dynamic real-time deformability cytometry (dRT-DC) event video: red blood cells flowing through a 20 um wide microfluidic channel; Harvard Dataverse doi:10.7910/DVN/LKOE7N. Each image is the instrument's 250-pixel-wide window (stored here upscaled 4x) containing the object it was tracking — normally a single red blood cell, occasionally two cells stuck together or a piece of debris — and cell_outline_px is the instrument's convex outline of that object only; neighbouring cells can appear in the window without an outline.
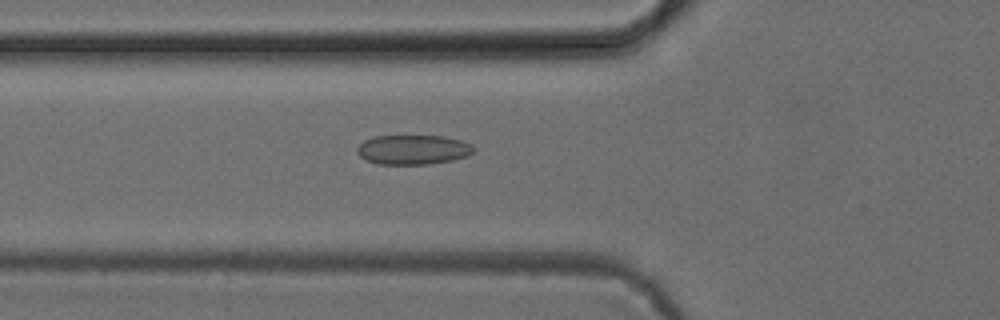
{"species": "common noctule bat (a hibernating species)", "species_latin": "Nyctalus noctula", "temperature_condition": "cold", "stored_images_in_passage": 38, "camera_frame_rate_fps": 3000, "um_per_image_px": 0.085, "animal": {"sex": "female", "body_mass_g": 24.6, "forearm_length_mm": 56.2}, "frame": {"image": 1, "passage_image": 5, "time_ms": 1.333, "image_size_px": [1000, 320], "cell_outline_px": [[472, 152], [468, 156], [452, 160], [428, 164], [380, 164], [368, 160], [360, 156], [356, 152], [356, 148], [364, 140], [372, 136], [444, 136], [460, 140], [472, 144]], "centroid_in_image_um": [35.09, 12.71], "position_along_channel_um": 90.7, "area_um2": 20.0}}
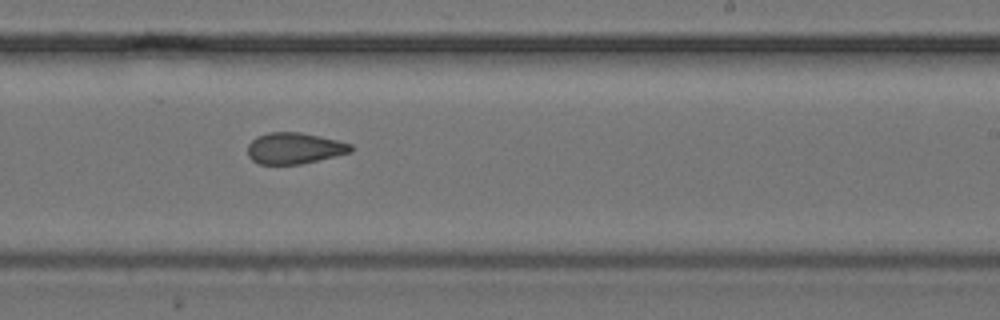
{"frame": {"image": 2, "passage_image": 18, "time_ms": 5.667, "image_size_px": [1000, 320], "cell_outline_px": [[352, 152], [300, 164], [260, 164], [252, 160], [248, 156], [248, 144], [256, 136], [268, 132], [300, 132], [320, 136], [352, 144]], "centroid_in_image_um": [25.0, 12.59], "position_along_channel_um": 264.0, "area_um2": 18.73}}
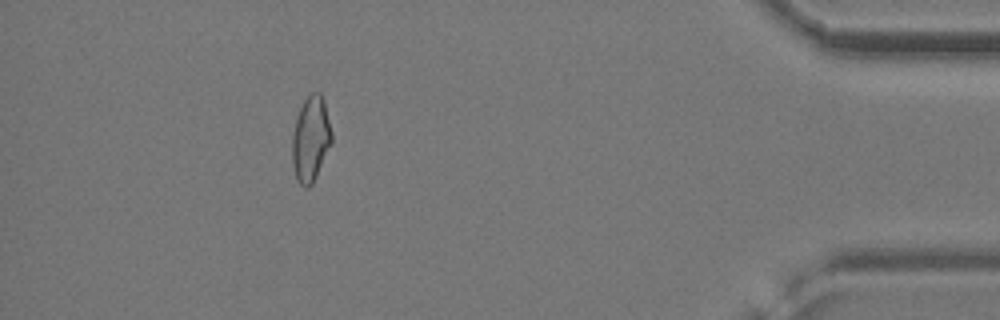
{"frame": {"image": 3, "passage_image": 33, "time_ms": 10.667, "image_size_px": [1000, 320], "cell_outline_px": [[332, 144], [312, 184], [308, 188], [304, 188], [296, 180], [292, 164], [292, 136], [296, 120], [300, 108], [304, 100], [312, 92], [320, 92], [324, 100], [332, 132]], "centroid_in_image_um": [26.41, 11.84], "position_along_channel_um": 408.8, "area_um2": 19.77}}